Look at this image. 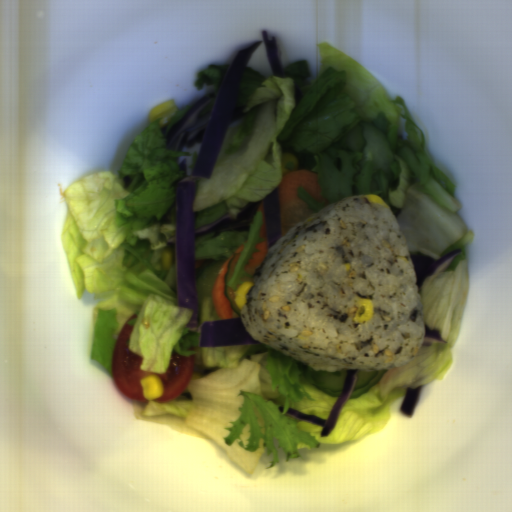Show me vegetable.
<instances>
[{
    "instance_id": "1",
    "label": "vegetable",
    "mask_w": 512,
    "mask_h": 512,
    "mask_svg": "<svg viewBox=\"0 0 512 512\" xmlns=\"http://www.w3.org/2000/svg\"><path fill=\"white\" fill-rule=\"evenodd\" d=\"M319 73L308 61L286 64L276 75L246 66L231 117L209 178L199 180L192 212L195 229L259 202L290 171H311L328 206L353 196V177L364 158L363 124L375 123L387 136L394 158L372 181L397 219L411 256L420 251L441 259L460 249L442 272L423 282L419 296L424 322L441 340L421 347L411 361L386 370L378 383L349 398L328 436L322 425L289 415L327 419L338 399L308 383L303 362L263 344L201 347L206 321L225 320L212 296L198 300L200 320L187 327L192 309L178 306L175 198L195 167L201 143L166 149L165 133L203 97L152 122L133 137L117 174L85 175L64 191L67 214L61 238L79 299L86 292L93 309L90 360L113 376L118 334L135 313L129 350L141 356L140 371L164 374L172 355H195L187 388L169 402L132 399L136 419L186 436L214 440L250 475L263 455L268 469L301 450L339 445L381 432L391 421L393 402L406 387L443 380L452 363L468 291L467 230L455 200L456 186L428 153L421 130L402 97H391L379 78L343 51L321 41ZM171 250V270L161 257Z\"/></svg>"
},
{
    "instance_id": "2",
    "label": "vegetable",
    "mask_w": 512,
    "mask_h": 512,
    "mask_svg": "<svg viewBox=\"0 0 512 512\" xmlns=\"http://www.w3.org/2000/svg\"><path fill=\"white\" fill-rule=\"evenodd\" d=\"M264 214L256 211L249 230H229L216 233H209L196 238L193 243V260L205 259L218 260L221 257H231L241 247L240 255L227 283L229 290L237 291L244 282H251L253 275L246 272L245 267L253 254L260 252L257 245L263 242L260 233L263 225Z\"/></svg>"
},
{
    "instance_id": "3",
    "label": "vegetable",
    "mask_w": 512,
    "mask_h": 512,
    "mask_svg": "<svg viewBox=\"0 0 512 512\" xmlns=\"http://www.w3.org/2000/svg\"><path fill=\"white\" fill-rule=\"evenodd\" d=\"M231 63H215L210 64L207 68H200L195 73V81L193 86L197 91L210 85L222 84Z\"/></svg>"
},
{
    "instance_id": "4",
    "label": "vegetable",
    "mask_w": 512,
    "mask_h": 512,
    "mask_svg": "<svg viewBox=\"0 0 512 512\" xmlns=\"http://www.w3.org/2000/svg\"><path fill=\"white\" fill-rule=\"evenodd\" d=\"M296 197L311 215L325 208L317 202L306 186H301L297 189Z\"/></svg>"
}]
</instances>
